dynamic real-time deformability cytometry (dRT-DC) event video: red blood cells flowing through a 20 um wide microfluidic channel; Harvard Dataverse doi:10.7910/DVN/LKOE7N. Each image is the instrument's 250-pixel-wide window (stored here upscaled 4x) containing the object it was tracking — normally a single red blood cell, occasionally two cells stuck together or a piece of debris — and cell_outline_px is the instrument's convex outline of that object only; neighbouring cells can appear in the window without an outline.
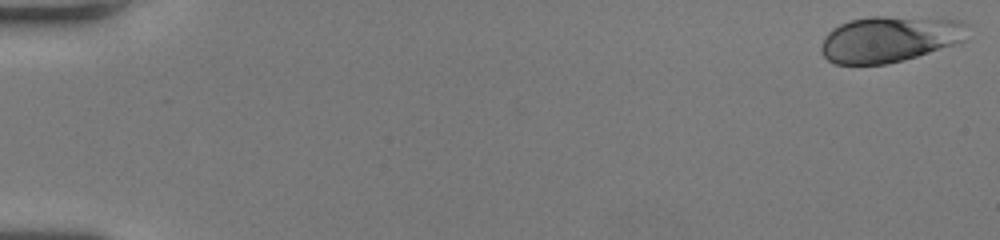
{"species": "human", "species_latin": "Homo sapiens", "temperature_condition": "room temperature", "stored_images_in_passage": 52, "camera_frame_rate_fps": 3000, "um_per_image_px": 0.085, "donor": {"sex": "female"}, "frame": {"image": 1, "passage_image": 1, "time_ms": 0.0, "image_size_px": [1000, 240], "cell_outline_px": [[968, 24], [964, 40], [904, 60], [884, 64], [836, 64], [828, 60], [824, 56], [820, 48], [820, 44], [828, 32], [832, 28], [848, 20], [872, 16], [884, 16], [960, 20]], "centroid_in_image_um": [75.56, 3.31], "position_along_channel_um": 9.4, "area_um2": 39.02}}
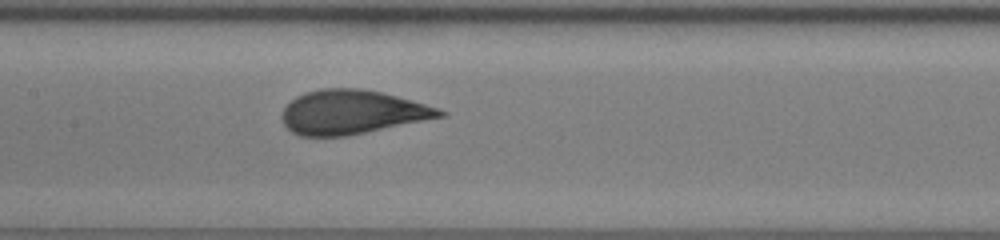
{"frame": {"image": 2, "passage_image": 27, "time_ms": 8.667, "image_size_px": [1000, 240], "cell_outline_px": [[448, 116], [348, 136], [300, 136], [292, 132], [284, 124], [280, 116], [284, 108], [296, 96], [304, 92], [320, 88], [360, 88], [380, 92], [396, 96], [424, 104], [448, 112]], "centroid_in_image_um": [29.92, 9.54], "position_along_channel_um": 177.5, "area_um2": 40.63}}
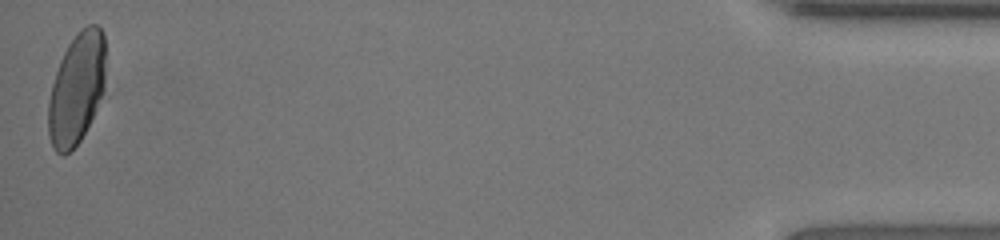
{"frame": {"image": 3, "passage_image": 52, "time_ms": 17.0, "image_size_px": [1000, 240], "cell_outline_px": [[104, 88], [96, 108], [80, 140], [64, 156], [56, 152], [52, 148], [48, 136], [48, 100], [52, 84], [60, 60], [68, 44], [76, 32], [80, 28], [88, 24], [96, 24], [104, 32]], "centroid_in_image_um": [6.49, 7.51], "position_along_channel_um": 428.7, "area_um2": 37.05}, "authors_computed_cell_mechanics": {"area_um2": 39.7086, "velocity_mm_per_s": 4.0616, "shape_relaxation_time_tau1_ms": 5.0279, "shape_relaxation_time_tau2_ms": null, "deformation_change_tau1": 0.2002, "deformation_change_tau2": null}}